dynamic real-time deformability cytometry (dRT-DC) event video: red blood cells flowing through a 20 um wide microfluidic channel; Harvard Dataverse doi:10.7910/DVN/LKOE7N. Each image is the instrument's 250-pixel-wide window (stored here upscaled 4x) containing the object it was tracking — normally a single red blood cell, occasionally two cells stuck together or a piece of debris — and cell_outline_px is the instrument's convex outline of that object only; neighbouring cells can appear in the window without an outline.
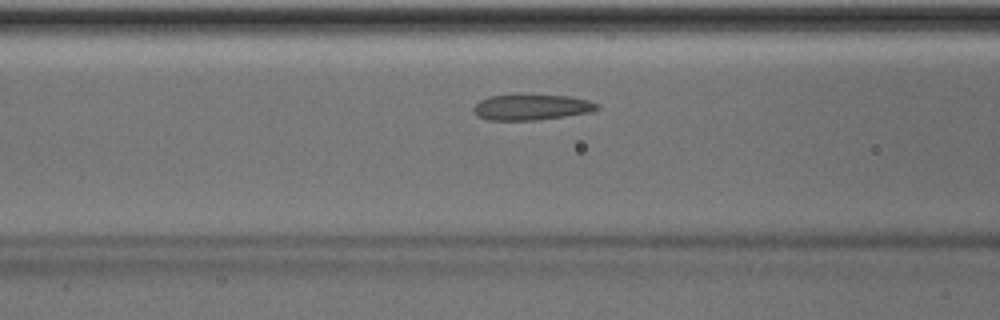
{"species": "Egyptian fruit bat (a non-hibernating species)", "species_latin": "Rousettus aegyptiacus", "temperature_condition": "room temperature", "stored_images_in_passage": 33, "camera_frame_rate_fps": 3000, "um_per_image_px": 0.085, "animal": {"sex": "male"}, "frame": {"image": 1, "passage_image": 6, "time_ms": 1.667, "image_size_px": [1000, 320], "cell_outline_px": [[600, 108], [588, 112], [564, 116], [536, 120], [488, 120], [476, 116], [472, 112], [472, 108], [480, 100], [488, 96], [568, 96], [588, 100], [600, 104]], "centroid_in_image_um": [45.14, 9.13], "position_along_channel_um": 121.5, "area_um2": 18.15}, "authors_computed_cell_mechanics": {"area_um2": 18.3226, "velocity_mm_per_s": 4.0006, "shape_relaxation_time_tau1_ms": 8.0164, "shape_relaxation_time_tau2_ms": 5.4259, "deformation_change_tau1": 0.1637, "deformation_change_tau2": 0.1014}}